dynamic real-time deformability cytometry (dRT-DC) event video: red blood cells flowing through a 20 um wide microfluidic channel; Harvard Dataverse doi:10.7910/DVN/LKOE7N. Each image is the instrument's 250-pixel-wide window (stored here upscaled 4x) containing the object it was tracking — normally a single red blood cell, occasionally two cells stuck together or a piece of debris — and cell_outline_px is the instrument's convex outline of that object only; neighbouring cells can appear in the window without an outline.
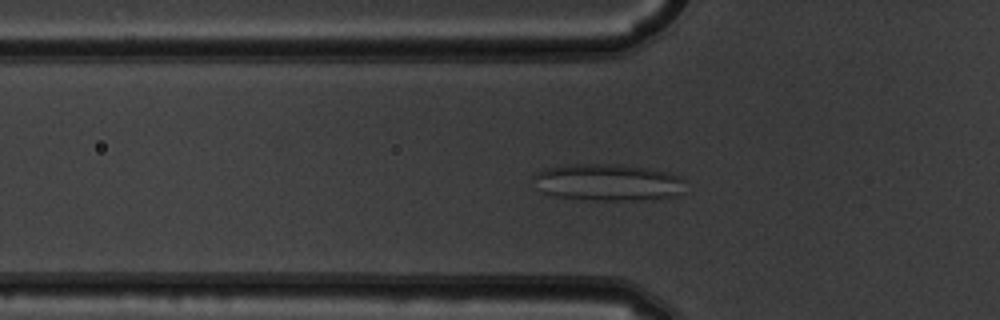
{"species": "common noctule bat (a hibernating species)", "species_latin": "Nyctalus noctula", "temperature_condition": "warm", "stored_images_in_passage": 39, "camera_frame_rate_fps": 3000, "um_per_image_px": 0.085, "animal": {"sex": "male", "body_mass_g": 19.5, "forearm_length_mm": 54.6}, "frame": {"image": 1, "passage_image": 4, "time_ms": 1.0, "image_size_px": [1000, 320], "cell_outline_px": [[684, 192], [676, 196], [632, 200], [592, 200], [552, 196], [540, 192], [532, 176], [536, 172], [544, 168], [572, 164], [620, 164], [672, 172], [680, 176], [684, 180]], "centroid_in_image_um": [51.66, 15.49], "position_along_channel_um": 74.1, "area_um2": 33.0}}
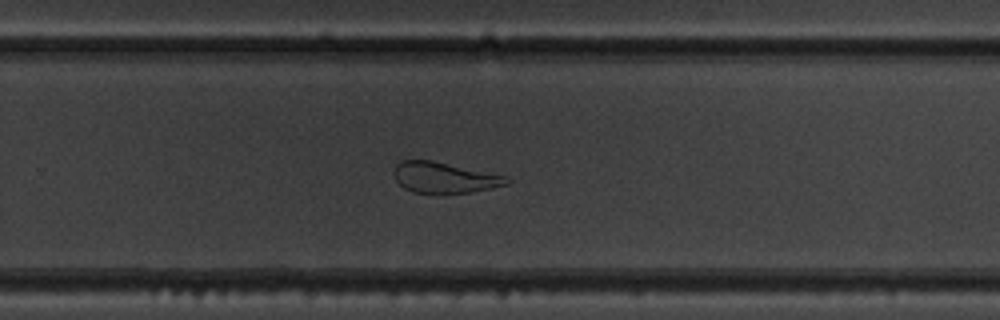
{"frame": {"image": 2, "passage_image": 21, "time_ms": 6.667, "image_size_px": [1000, 320], "cell_outline_px": [[512, 180], [508, 184], [472, 192], [444, 196], [412, 192], [404, 188], [396, 180], [392, 172], [396, 164], [400, 160], [432, 160], [508, 176]], "centroid_in_image_um": [37.76, 15.13], "position_along_channel_um": 292.0, "area_um2": 21.04}}
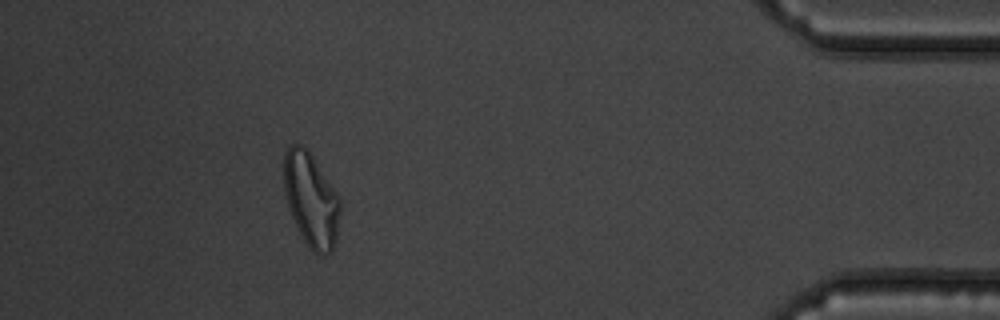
{"frame": {"image": 3, "passage_image": 34, "time_ms": 11.0, "image_size_px": [1000, 320], "cell_outline_px": [[340, 212], [336, 240], [332, 252], [324, 256], [312, 252], [304, 240], [288, 208], [284, 192], [284, 156], [288, 148], [292, 144], [300, 144], [312, 156], [340, 196]], "centroid_in_image_um": [26.46, 17.02], "position_along_channel_um": 408.7, "area_um2": 30.69}, "authors_computed_cell_mechanics": {"area_um2": 23.987, "velocity_mm_per_s": 3.8497, "shape_relaxation_time_tau1_ms": null, "shape_relaxation_time_tau2_ms": 1.7589, "deformation_change_tau1": null, "deformation_change_tau2": 0.1146}}